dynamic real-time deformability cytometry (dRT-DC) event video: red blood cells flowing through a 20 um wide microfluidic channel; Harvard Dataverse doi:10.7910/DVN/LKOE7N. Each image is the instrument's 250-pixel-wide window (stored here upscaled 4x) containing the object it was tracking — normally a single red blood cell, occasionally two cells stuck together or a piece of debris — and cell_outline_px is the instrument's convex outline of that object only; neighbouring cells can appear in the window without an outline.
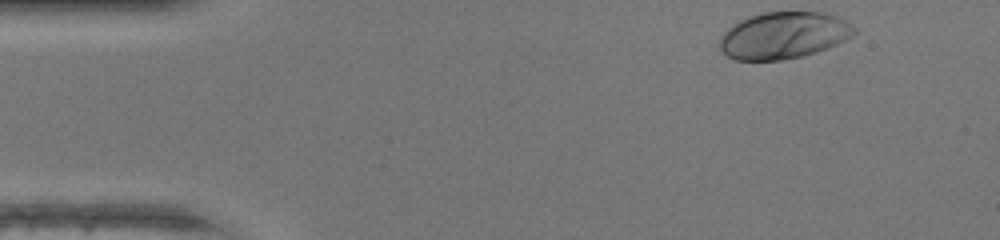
{"species": "human", "species_latin": "Homo sapiens", "temperature_condition": "warm", "stored_images_in_passage": 34, "camera_frame_rate_fps": 3000, "um_per_image_px": 0.085, "donor": {"sex": "female"}, "frame": {"image": 1, "passage_image": 1, "time_ms": 0.0, "image_size_px": [1000, 240], "cell_outline_px": [[856, 32], [852, 36], [836, 44], [816, 52], [800, 56], [780, 60], [736, 60], [728, 56], [720, 48], [720, 36], [732, 24], [740, 20], [764, 12], [824, 12], [836, 16], [852, 24], [856, 28]], "centroid_in_image_um": [66.61, 3.0], "position_along_channel_um": 18.4, "area_um2": 36.47}}
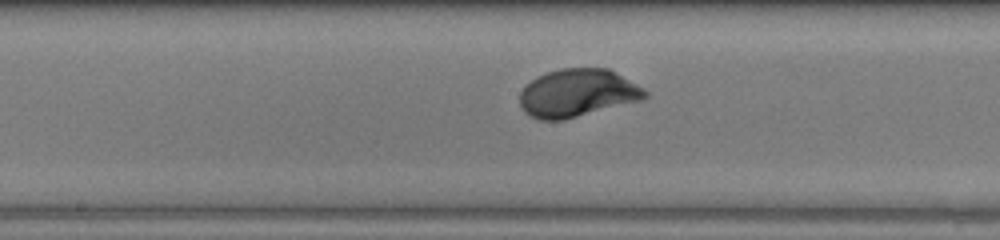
{"frame": {"image": 2, "passage_image": 20, "time_ms": 6.333, "image_size_px": [1000, 240], "cell_outline_px": [[648, 96], [644, 100], [560, 120], [540, 120], [528, 116], [524, 112], [520, 104], [520, 92], [524, 84], [536, 76], [560, 68], [608, 68], [644, 88], [648, 92]], "centroid_in_image_um": [49.07, 7.9], "position_along_channel_um": 199.1, "area_um2": 35.14}}
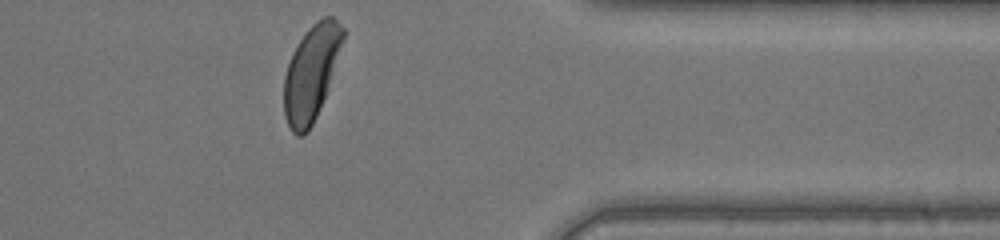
{"frame": {"image": 3, "passage_image": 34, "time_ms": 11.0, "image_size_px": [1000, 240], "cell_outline_px": [[344, 36], [324, 96], [316, 116], [308, 132], [304, 136], [296, 136], [292, 132], [284, 116], [284, 76], [292, 52], [308, 28], [316, 20], [324, 16], [332, 16], [344, 28]], "centroid_in_image_um": [26.41, 6.2], "position_along_channel_um": 385.0, "area_um2": 32.02}, "authors_computed_cell_mechanics": {"area_um2": 34.5644, "velocity_mm_per_s": 4.3457, "shape_relaxation_time_tau1_ms": 1.5747, "shape_relaxation_time_tau2_ms": null, "deformation_change_tau1": 0.1553, "deformation_change_tau2": null}}